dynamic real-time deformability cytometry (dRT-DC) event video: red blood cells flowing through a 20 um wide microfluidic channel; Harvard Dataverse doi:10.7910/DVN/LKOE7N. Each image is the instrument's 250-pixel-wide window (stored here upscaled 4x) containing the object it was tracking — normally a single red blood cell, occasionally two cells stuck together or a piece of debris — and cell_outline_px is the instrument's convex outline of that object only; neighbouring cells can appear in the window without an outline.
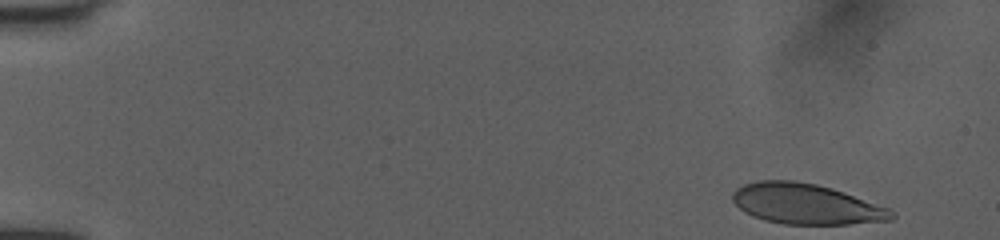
{"species": "human", "species_latin": "Homo sapiens", "temperature_condition": "room temperature", "stored_images_in_passage": 48, "camera_frame_rate_fps": 3000, "um_per_image_px": 0.085, "donor": {"sex": "female"}, "frame": {"image": 1, "passage_image": 1, "time_ms": 0.0, "image_size_px": [1000, 240], "cell_outline_px": [[896, 216], [892, 220], [848, 224], [784, 224], [764, 220], [752, 216], [744, 212], [732, 200], [732, 192], [736, 188], [744, 184], [756, 180], [796, 180], [816, 184], [832, 188], [844, 192], [888, 208], [896, 212]], "centroid_in_image_um": [68.5, 17.33], "position_along_channel_um": 16.5, "area_um2": 37.63}}
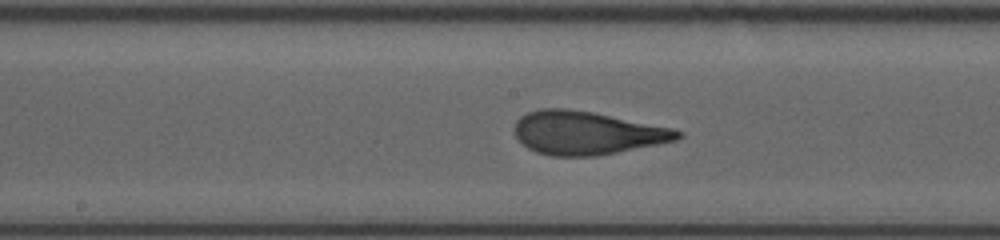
{"frame": {"image": 2, "passage_image": 25, "time_ms": 8.0, "image_size_px": [1000, 240], "cell_outline_px": [[684, 136], [676, 140], [596, 156], [552, 156], [536, 152], [528, 148], [516, 136], [516, 120], [520, 116], [528, 112], [540, 108], [568, 108], [592, 112], [672, 128], [684, 132]], "centroid_in_image_um": [49.87, 11.29], "position_along_channel_um": 198.3, "area_um2": 40.81}}
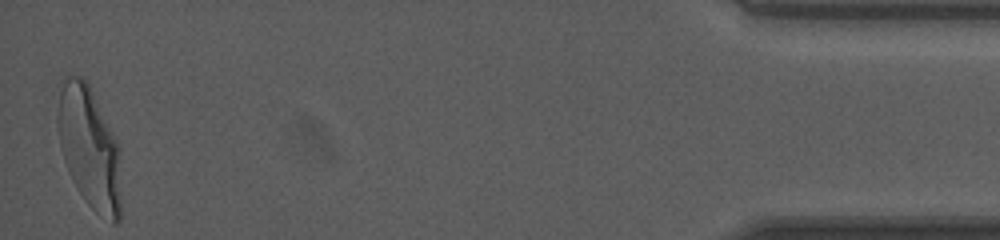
{"frame": {"image": 3, "passage_image": 48, "time_ms": 15.667, "image_size_px": [1000, 240], "cell_outline_px": [[120, 220], [116, 224], [112, 224], [96, 212], [88, 204], [72, 180], [64, 160], [60, 148], [56, 128], [56, 116], [60, 92], [64, 80], [68, 76], [80, 76], [88, 80], [120, 144]], "centroid_in_image_um": [7.61, 12.53], "position_along_channel_um": 427.6, "area_um2": 45.84}, "authors_computed_cell_mechanics": {"area_um2": 40.3733, "velocity_mm_per_s": 4.0247, "shape_relaxation_time_tau1_ms": 3.7726, "shape_relaxation_time_tau2_ms": 0.6798, "deformation_change_tau1": 0.1881, "deformation_change_tau2": 0.074}}